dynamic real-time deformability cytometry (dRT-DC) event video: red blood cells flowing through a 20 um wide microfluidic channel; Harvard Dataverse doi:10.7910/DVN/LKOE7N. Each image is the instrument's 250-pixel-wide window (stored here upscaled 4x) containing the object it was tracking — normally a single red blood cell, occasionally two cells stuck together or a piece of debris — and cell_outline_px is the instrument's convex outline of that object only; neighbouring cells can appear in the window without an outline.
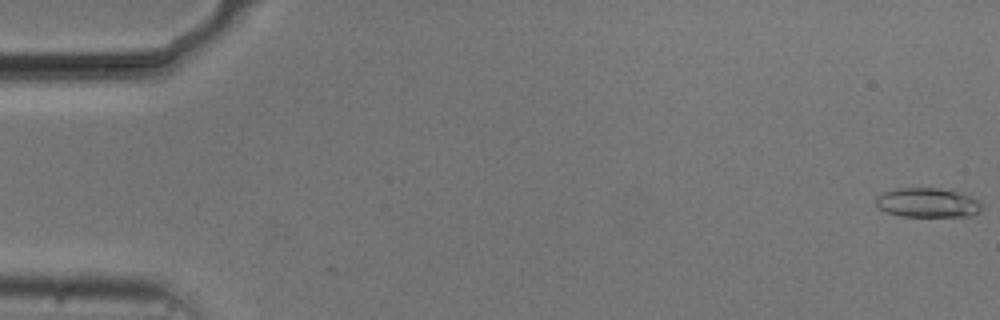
{"species": "common noctule bat (a hibernating species)", "species_latin": "Nyctalus noctula", "temperature_condition": "cold", "stored_images_in_passage": 31, "camera_frame_rate_fps": 3000, "um_per_image_px": 0.085, "animal": {"sex": "male", "body_mass_g": 20.5, "forearm_length_mm": 52.5}, "frame": {"image": 1, "passage_image": 1, "time_ms": 0.0, "image_size_px": [1000, 320], "cell_outline_px": [[980, 212], [972, 216], [900, 216], [888, 212], [880, 208], [876, 204], [876, 196], [892, 188], [936, 188], [956, 192], [968, 196], [976, 200], [980, 204]], "centroid_in_image_um": [78.79, 17.23], "position_along_channel_um": 6.2, "area_um2": 17.86}}
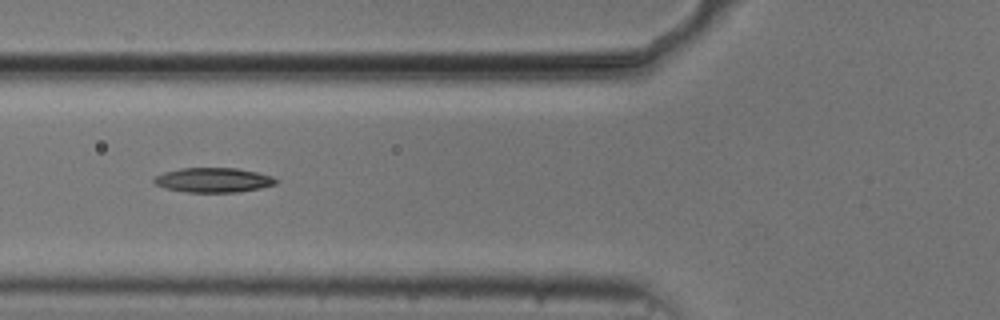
{"frame": {"image": 2, "passage_image": 21, "time_ms": 6.667, "image_size_px": [1000, 320], "cell_outline_px": [[280, 180], [276, 184], [260, 188], [236, 192], [184, 192], [164, 188], [156, 184], [152, 180], [156, 176], [164, 172], [180, 168], [236, 168], [256, 172], [272, 176]], "centroid_in_image_um": [18.13, 15.3], "position_along_channel_um": 107.7, "area_um2": 17.51}}
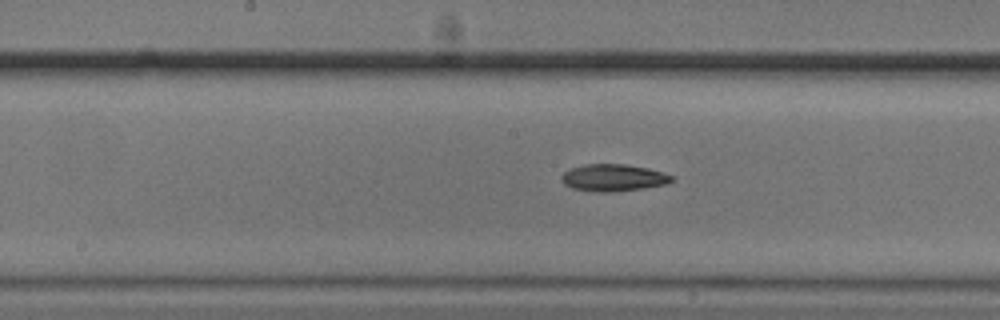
{"frame": {"image": 3, "passage_image": 28, "time_ms": 9.0, "image_size_px": [1000, 320], "cell_outline_px": [[676, 180], [668, 184], [644, 188], [616, 192], [592, 192], [572, 188], [564, 184], [560, 180], [560, 176], [564, 172], [572, 168], [584, 164], [624, 164], [648, 168], [664, 172], [676, 176]], "centroid_in_image_um": [52.18, 15.11], "position_along_channel_um": 196.0, "area_um2": 17.8}}